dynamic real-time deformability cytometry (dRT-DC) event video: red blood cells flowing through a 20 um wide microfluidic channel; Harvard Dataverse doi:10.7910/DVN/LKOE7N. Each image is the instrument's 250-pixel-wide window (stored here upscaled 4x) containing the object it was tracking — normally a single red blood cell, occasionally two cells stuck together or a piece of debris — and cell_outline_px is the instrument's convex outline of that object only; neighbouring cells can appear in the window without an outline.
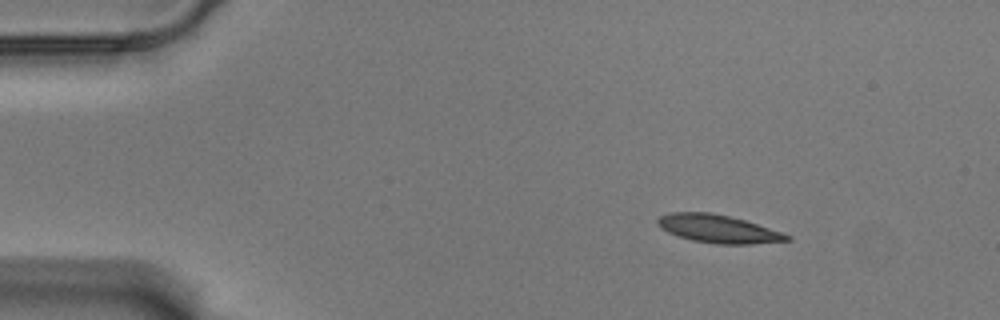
{"species": "Egyptian fruit bat (a non-hibernating species)", "species_latin": "Rousettus aegyptiacus", "temperature_condition": "warm", "stored_images_in_passage": 50, "camera_frame_rate_fps": 3000, "um_per_image_px": 0.085, "animal": {"sex": "male"}, "frame": {"image": 1, "passage_image": 1, "time_ms": 0.0, "image_size_px": [1000, 320], "cell_outline_px": [[792, 240], [752, 244], [716, 244], [692, 240], [676, 236], [660, 228], [656, 224], [656, 220], [660, 216], [668, 212], [712, 212], [744, 220], [792, 236]], "centroid_in_image_um": [60.99, 19.45], "position_along_channel_um": 24.0, "area_um2": 21.15}}
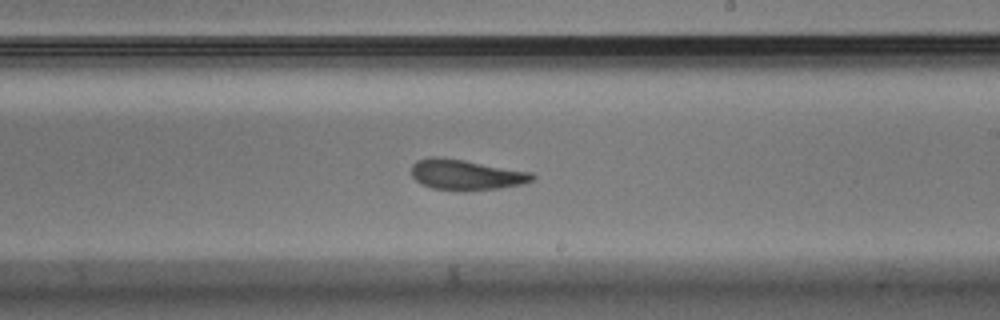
{"frame": {"image": 2, "passage_image": 27, "time_ms": 8.667, "image_size_px": [1000, 320], "cell_outline_px": [[536, 176], [532, 180], [520, 184], [500, 188], [464, 192], [432, 188], [416, 180], [412, 176], [412, 164], [416, 160], [428, 156], [436, 156], [464, 160], [532, 172]], "centroid_in_image_um": [39.59, 14.85], "position_along_channel_um": 249.4, "area_um2": 21.62}}
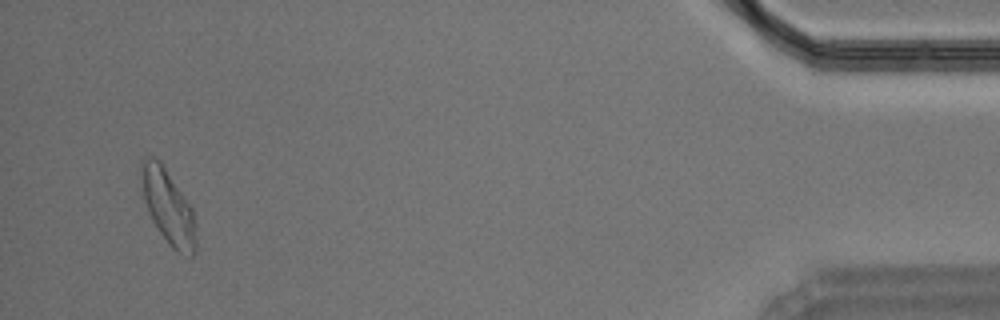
{"frame": {"image": 3, "passage_image": 48, "time_ms": 15.667, "image_size_px": [1000, 320], "cell_outline_px": [[196, 252], [192, 256], [188, 256], [176, 252], [168, 244], [152, 220], [148, 212], [144, 200], [140, 168], [140, 160], [144, 156], [152, 156], [160, 160], [192, 208], [196, 240]], "centroid_in_image_um": [14.27, 17.57], "position_along_channel_um": 420.9, "area_um2": 23.7}, "authors_computed_cell_mechanics": {"area_um2": 21.7039, "velocity_mm_per_s": 3.5146, "shape_relaxation_time_tau1_ms": 4.9592, "shape_relaxation_time_tau2_ms": 2.1193, "deformation_change_tau1": 0.1673, "deformation_change_tau2": 0.1027}}